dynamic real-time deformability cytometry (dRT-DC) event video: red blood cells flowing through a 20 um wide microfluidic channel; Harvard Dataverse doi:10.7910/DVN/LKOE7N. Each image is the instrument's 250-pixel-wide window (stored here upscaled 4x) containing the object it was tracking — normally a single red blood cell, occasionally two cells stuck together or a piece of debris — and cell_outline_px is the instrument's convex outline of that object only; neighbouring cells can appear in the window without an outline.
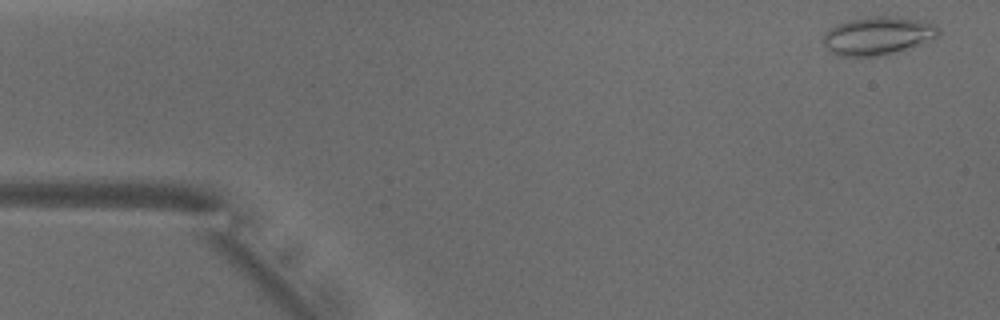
{"species": "common noctule bat (a hibernating species)", "species_latin": "Nyctalus noctula", "temperature_condition": "warm", "stored_images_in_passage": 39, "camera_frame_rate_fps": 3000, "um_per_image_px": 0.085, "animal": {"sex": "male", "body_mass_g": 18.8}, "frame": {"image": 1, "passage_image": 2, "time_ms": 0.333, "image_size_px": [1000, 320], "cell_outline_px": [[940, 32], [936, 36], [916, 44], [880, 56], [836, 56], [824, 44], [824, 32], [836, 24], [848, 20], [868, 16], [896, 16], [920, 20], [936, 24]], "centroid_in_image_um": [74.55, 3.01], "position_along_channel_um": 10.4, "area_um2": 25.26}}
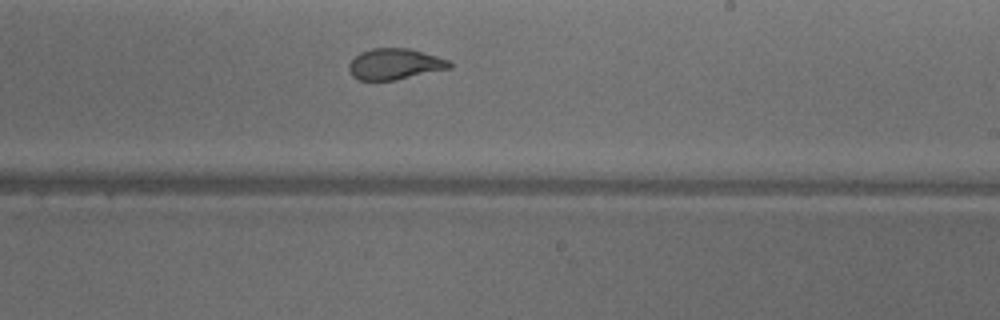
{"frame": {"image": 2, "passage_image": 29, "time_ms": 9.333, "image_size_px": [1000, 320], "cell_outline_px": [[452, 68], [396, 80], [360, 80], [352, 76], [348, 68], [348, 64], [360, 52], [372, 48], [408, 48], [436, 56], [448, 60], [452, 64]], "centroid_in_image_um": [33.55, 5.45], "position_along_channel_um": 255.4, "area_um2": 18.15}}
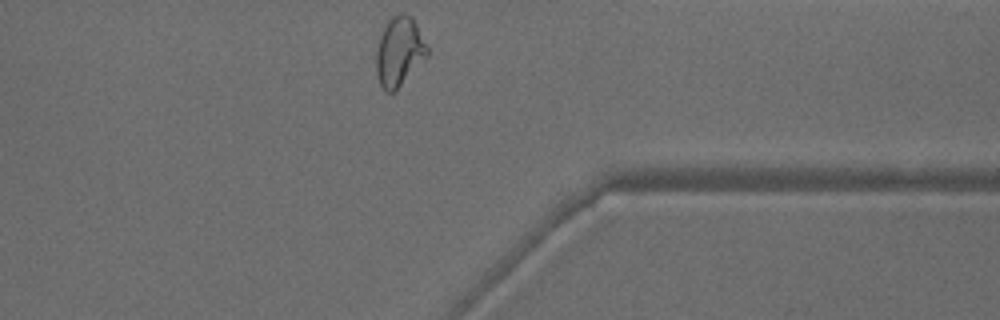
{"frame": {"image": 3, "passage_image": 39, "time_ms": 12.667, "image_size_px": [1000, 320], "cell_outline_px": [[428, 56], [396, 92], [388, 92], [380, 84], [376, 72], [376, 52], [380, 36], [384, 24], [392, 16], [400, 12], [404, 12], [412, 16], [428, 48]], "centroid_in_image_um": [33.94, 4.38], "position_along_channel_um": 377.5, "area_um2": 20.81}, "authors_computed_cell_mechanics": {"area_um2": 19.4208, "velocity_mm_per_s": 3.934, "shape_relaxation_time_tau1_ms": 9.6216, "shape_relaxation_time_tau2_ms": 1.1205, "deformation_change_tau1": 0.2509, "deformation_change_tau2": 0.0785}}